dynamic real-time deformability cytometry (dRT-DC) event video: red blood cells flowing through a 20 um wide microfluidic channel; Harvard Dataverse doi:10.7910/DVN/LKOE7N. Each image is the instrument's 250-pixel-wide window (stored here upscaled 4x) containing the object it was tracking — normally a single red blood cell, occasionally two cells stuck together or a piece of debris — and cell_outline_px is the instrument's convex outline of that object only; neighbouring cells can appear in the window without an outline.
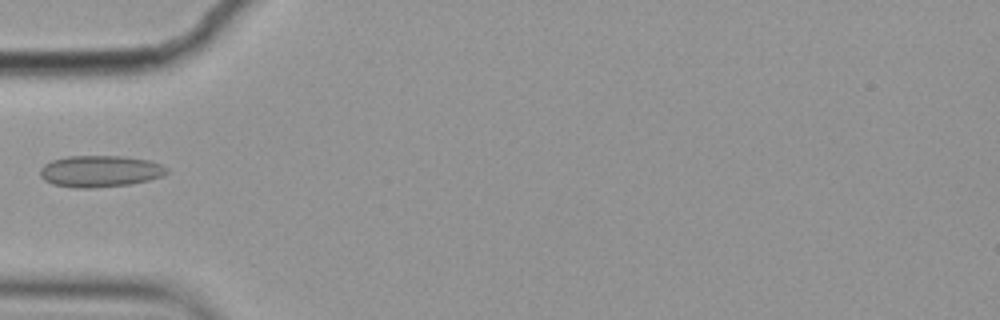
{"species": "common noctule bat (a hibernating species)", "species_latin": "Nyctalus noctula", "temperature_condition": "cold", "stored_images_in_passage": 8, "camera_frame_rate_fps": 3000, "um_per_image_px": 0.085, "animal": {"sex": "female", "body_mass_g": 19.9}, "frame": {"image": 1, "passage_image": 4, "time_ms": 1.0, "image_size_px": [1000, 320], "cell_outline_px": [[168, 172], [160, 176], [148, 180], [132, 184], [92, 188], [72, 188], [52, 184], [44, 180], [40, 176], [40, 168], [44, 164], [52, 160], [68, 156], [120, 156], [148, 160], [160, 164], [168, 168]], "centroid_in_image_um": [8.47, 14.56], "position_along_channel_um": 76.5, "area_um2": 23.35}}
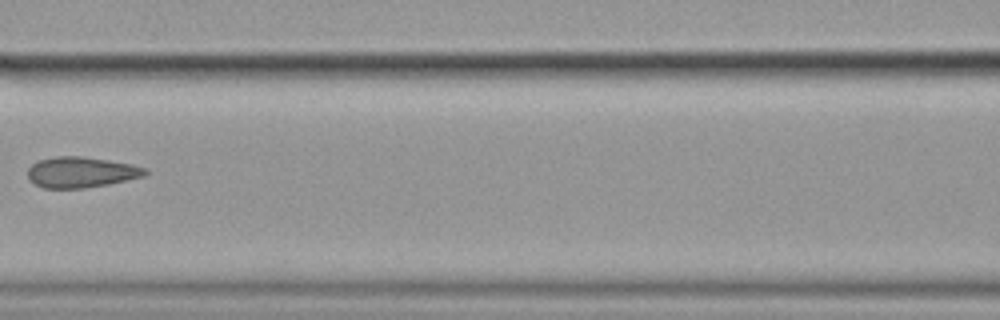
{"frame": {"image": 2, "passage_image": 6, "time_ms": 1.667, "image_size_px": [1000, 320], "cell_outline_px": [[148, 172], [144, 176], [108, 184], [84, 188], [44, 188], [28, 180], [28, 168], [32, 164], [40, 160], [56, 156], [80, 156], [108, 160], [132, 164], [148, 168]], "centroid_in_image_um": [6.9, 14.64], "position_along_channel_um": 159.7, "area_um2": 20.98}}
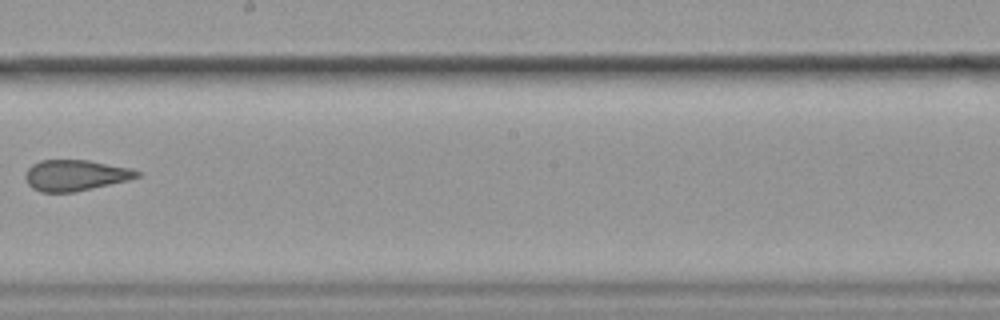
{"frame": {"image": 3, "passage_image": 8, "time_ms": 2.333, "image_size_px": [1000, 320], "cell_outline_px": [[140, 176], [128, 180], [76, 192], [40, 192], [32, 188], [28, 184], [24, 176], [28, 168], [32, 164], [40, 160], [88, 160], [132, 168], [140, 172]], "centroid_in_image_um": [6.4, 14.9], "position_along_channel_um": 241.8, "area_um2": 20.23}}